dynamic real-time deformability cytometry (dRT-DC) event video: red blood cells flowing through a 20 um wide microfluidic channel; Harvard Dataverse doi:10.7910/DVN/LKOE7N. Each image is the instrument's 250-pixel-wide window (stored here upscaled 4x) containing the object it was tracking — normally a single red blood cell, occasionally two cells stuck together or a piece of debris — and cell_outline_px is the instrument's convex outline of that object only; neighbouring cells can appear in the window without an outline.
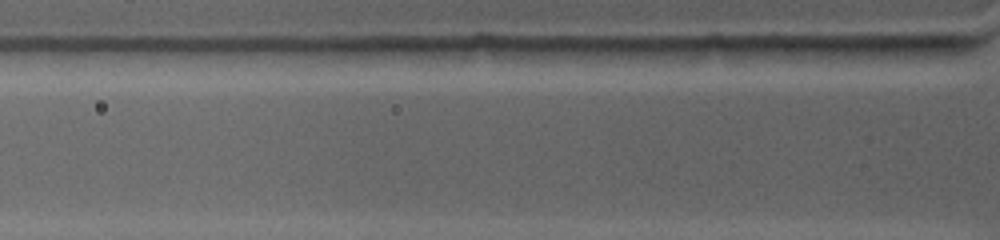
{"species": "common noctule bat (a hibernating species)", "species_latin": "Nyctalus noctula", "temperature_condition": "warm", "stored_images_in_passage": 4, "camera_frame_rate_fps": 4500, "um_per_image_px": 0.085, "animal": {"sex": "female", "body_mass_g": 19.0, "forearm_length_mm": 53.3}, "frame": {"image": 1, "passage_image": 4, "time_ms": 2.222, "image_size_px": [1000, 240], "cell_outline_px": [[772, 48], [732, 64], [608, 52], [600, 48], [708, 44], [720, 44]], "centroid_in_image_um": [59.05, 4.44], "position_along_channel_um": 66.8, "area_um2": 14.05}}